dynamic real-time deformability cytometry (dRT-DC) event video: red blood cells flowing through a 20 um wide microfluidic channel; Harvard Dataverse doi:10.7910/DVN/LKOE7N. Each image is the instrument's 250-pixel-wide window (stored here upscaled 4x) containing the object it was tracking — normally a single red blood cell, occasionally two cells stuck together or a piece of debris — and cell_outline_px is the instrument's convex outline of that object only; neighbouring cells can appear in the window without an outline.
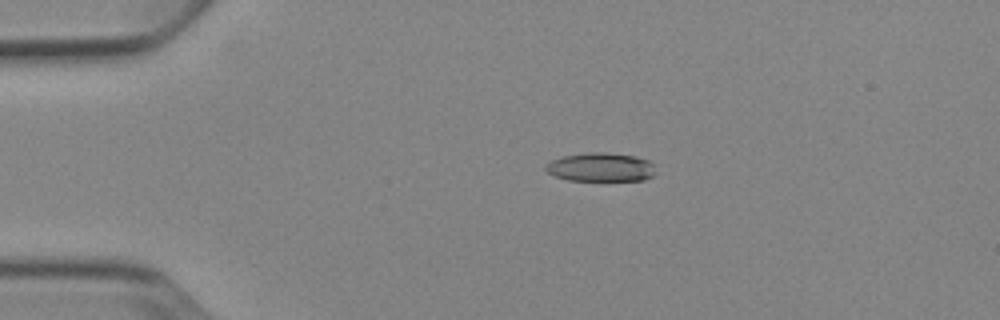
{"species": "Egyptian fruit bat (a non-hibernating species)", "species_latin": "Rousettus aegyptiacus", "temperature_condition": "cold", "stored_images_in_passage": 7, "camera_frame_rate_fps": 3000, "um_per_image_px": 0.085, "animal": {"sex": "female"}, "frame": {"image": 1, "passage_image": 4, "time_ms": 3.667, "image_size_px": [1000, 320], "cell_outline_px": [[656, 172], [652, 176], [644, 180], [568, 180], [556, 176], [548, 172], [544, 168], [544, 164], [560, 156], [588, 152], [604, 152], [636, 156], [648, 160], [656, 164]], "centroid_in_image_um": [51.08, 14.2], "position_along_channel_um": 33.9, "area_um2": 18.67}}
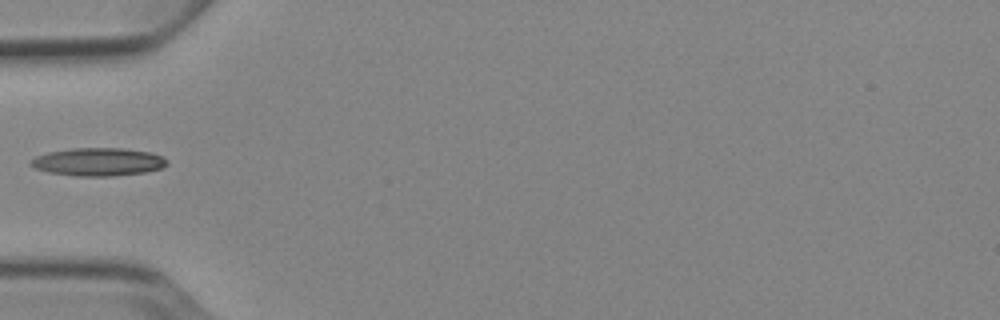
{"frame": {"image": 2, "passage_image": 6, "time_ms": 6.0, "image_size_px": [1000, 320], "cell_outline_px": [[168, 164], [164, 168], [144, 172], [112, 176], [76, 176], [48, 172], [36, 168], [28, 164], [28, 160], [36, 156], [48, 152], [72, 148], [124, 148], [152, 152], [164, 156], [168, 160]], "centroid_in_image_um": [8.37, 13.75], "position_along_channel_um": 76.6, "area_um2": 22.54}}
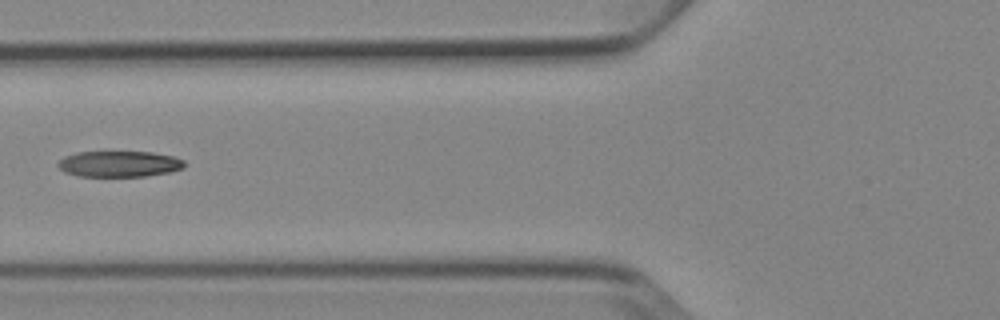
{"frame": {"image": 3, "passage_image": 7, "time_ms": 7.0, "image_size_px": [1000, 320], "cell_outline_px": [[184, 168], [168, 172], [144, 176], [76, 176], [64, 172], [56, 164], [64, 156], [76, 152], [152, 152], [172, 156], [184, 160]], "centroid_in_image_um": [10.1, 13.93], "position_along_channel_um": 115.7, "area_um2": 19.07}}